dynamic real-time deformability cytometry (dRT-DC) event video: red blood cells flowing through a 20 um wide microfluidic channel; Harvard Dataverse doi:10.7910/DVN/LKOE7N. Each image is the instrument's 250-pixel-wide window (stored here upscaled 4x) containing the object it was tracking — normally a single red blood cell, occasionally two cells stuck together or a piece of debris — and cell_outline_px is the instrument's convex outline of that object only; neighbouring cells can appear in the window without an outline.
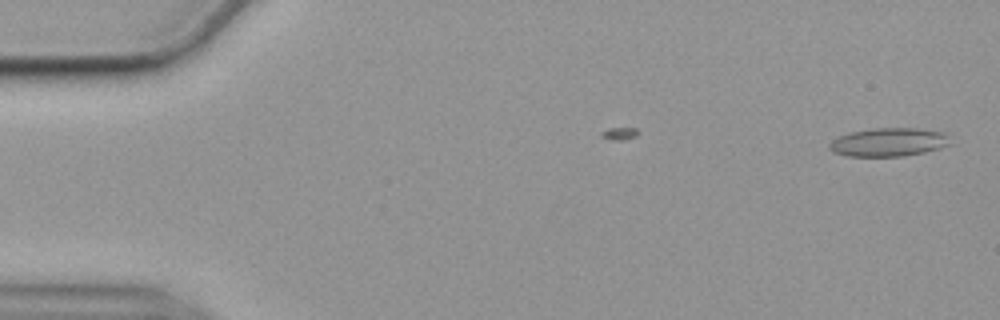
{"species": "common noctule bat (a hibernating species)", "species_latin": "Nyctalus noctula", "temperature_condition": "cold", "stored_images_in_passage": 8, "camera_frame_rate_fps": 3000, "um_per_image_px": 0.085, "animal": {"sex": "female", "body_mass_g": 19.9}, "frame": {"image": 1, "passage_image": 2, "time_ms": 0.333, "image_size_px": [1000, 320], "cell_outline_px": [[952, 144], [940, 148], [924, 152], [904, 156], [848, 156], [832, 152], [828, 148], [828, 144], [832, 140], [848, 132], [872, 128], [916, 128], [948, 132]], "centroid_in_image_um": [75.57, 12.07], "position_along_channel_um": 9.4, "area_um2": 20.4}}